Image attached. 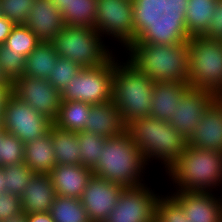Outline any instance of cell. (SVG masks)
I'll use <instances>...</instances> for the list:
<instances>
[{"label":"cell","mask_w":222,"mask_h":222,"mask_svg":"<svg viewBox=\"0 0 222 222\" xmlns=\"http://www.w3.org/2000/svg\"><path fill=\"white\" fill-rule=\"evenodd\" d=\"M117 58L114 54L112 102L127 125L136 118L150 116L154 82L128 60Z\"/></svg>","instance_id":"obj_6"},{"label":"cell","mask_w":222,"mask_h":222,"mask_svg":"<svg viewBox=\"0 0 222 222\" xmlns=\"http://www.w3.org/2000/svg\"><path fill=\"white\" fill-rule=\"evenodd\" d=\"M60 58L72 60L82 68L106 63L113 51L95 28L65 25L51 41Z\"/></svg>","instance_id":"obj_7"},{"label":"cell","mask_w":222,"mask_h":222,"mask_svg":"<svg viewBox=\"0 0 222 222\" xmlns=\"http://www.w3.org/2000/svg\"><path fill=\"white\" fill-rule=\"evenodd\" d=\"M39 43L40 40L29 28L18 24L13 27L4 45L26 58Z\"/></svg>","instance_id":"obj_30"},{"label":"cell","mask_w":222,"mask_h":222,"mask_svg":"<svg viewBox=\"0 0 222 222\" xmlns=\"http://www.w3.org/2000/svg\"><path fill=\"white\" fill-rule=\"evenodd\" d=\"M2 169L5 174L6 192L20 197L34 172L24 162L4 166Z\"/></svg>","instance_id":"obj_31"},{"label":"cell","mask_w":222,"mask_h":222,"mask_svg":"<svg viewBox=\"0 0 222 222\" xmlns=\"http://www.w3.org/2000/svg\"><path fill=\"white\" fill-rule=\"evenodd\" d=\"M201 36L208 40L222 41V0H217L214 15L206 31Z\"/></svg>","instance_id":"obj_38"},{"label":"cell","mask_w":222,"mask_h":222,"mask_svg":"<svg viewBox=\"0 0 222 222\" xmlns=\"http://www.w3.org/2000/svg\"><path fill=\"white\" fill-rule=\"evenodd\" d=\"M188 84L191 88L222 92V41L188 38Z\"/></svg>","instance_id":"obj_8"},{"label":"cell","mask_w":222,"mask_h":222,"mask_svg":"<svg viewBox=\"0 0 222 222\" xmlns=\"http://www.w3.org/2000/svg\"><path fill=\"white\" fill-rule=\"evenodd\" d=\"M59 58L51 42H42L25 58L23 75L48 80Z\"/></svg>","instance_id":"obj_24"},{"label":"cell","mask_w":222,"mask_h":222,"mask_svg":"<svg viewBox=\"0 0 222 222\" xmlns=\"http://www.w3.org/2000/svg\"><path fill=\"white\" fill-rule=\"evenodd\" d=\"M156 20L136 0H97L94 28L103 38L111 36L126 50Z\"/></svg>","instance_id":"obj_3"},{"label":"cell","mask_w":222,"mask_h":222,"mask_svg":"<svg viewBox=\"0 0 222 222\" xmlns=\"http://www.w3.org/2000/svg\"><path fill=\"white\" fill-rule=\"evenodd\" d=\"M169 193L182 206L189 222H222V196L201 191Z\"/></svg>","instance_id":"obj_16"},{"label":"cell","mask_w":222,"mask_h":222,"mask_svg":"<svg viewBox=\"0 0 222 222\" xmlns=\"http://www.w3.org/2000/svg\"><path fill=\"white\" fill-rule=\"evenodd\" d=\"M187 144L222 152V104L218 99L201 116L200 123L187 138Z\"/></svg>","instance_id":"obj_18"},{"label":"cell","mask_w":222,"mask_h":222,"mask_svg":"<svg viewBox=\"0 0 222 222\" xmlns=\"http://www.w3.org/2000/svg\"><path fill=\"white\" fill-rule=\"evenodd\" d=\"M146 166L142 152L127 131L106 140L102 158L92 168L94 176L106 179L124 188L136 187L146 182Z\"/></svg>","instance_id":"obj_4"},{"label":"cell","mask_w":222,"mask_h":222,"mask_svg":"<svg viewBox=\"0 0 222 222\" xmlns=\"http://www.w3.org/2000/svg\"><path fill=\"white\" fill-rule=\"evenodd\" d=\"M49 175L56 195L80 199L94 173L82 165L56 164Z\"/></svg>","instance_id":"obj_19"},{"label":"cell","mask_w":222,"mask_h":222,"mask_svg":"<svg viewBox=\"0 0 222 222\" xmlns=\"http://www.w3.org/2000/svg\"><path fill=\"white\" fill-rule=\"evenodd\" d=\"M156 222H189L182 206L170 195H161L157 203Z\"/></svg>","instance_id":"obj_35"},{"label":"cell","mask_w":222,"mask_h":222,"mask_svg":"<svg viewBox=\"0 0 222 222\" xmlns=\"http://www.w3.org/2000/svg\"><path fill=\"white\" fill-rule=\"evenodd\" d=\"M0 130H3V113H2V110H0Z\"/></svg>","instance_id":"obj_46"},{"label":"cell","mask_w":222,"mask_h":222,"mask_svg":"<svg viewBox=\"0 0 222 222\" xmlns=\"http://www.w3.org/2000/svg\"><path fill=\"white\" fill-rule=\"evenodd\" d=\"M81 69L82 67L72 60L59 57L55 63V67L51 71L48 81L62 92L73 79V76L77 75Z\"/></svg>","instance_id":"obj_34"},{"label":"cell","mask_w":222,"mask_h":222,"mask_svg":"<svg viewBox=\"0 0 222 222\" xmlns=\"http://www.w3.org/2000/svg\"><path fill=\"white\" fill-rule=\"evenodd\" d=\"M55 7L62 13V11L69 7L71 0H51Z\"/></svg>","instance_id":"obj_43"},{"label":"cell","mask_w":222,"mask_h":222,"mask_svg":"<svg viewBox=\"0 0 222 222\" xmlns=\"http://www.w3.org/2000/svg\"><path fill=\"white\" fill-rule=\"evenodd\" d=\"M54 222H91L81 200L56 195L50 209Z\"/></svg>","instance_id":"obj_27"},{"label":"cell","mask_w":222,"mask_h":222,"mask_svg":"<svg viewBox=\"0 0 222 222\" xmlns=\"http://www.w3.org/2000/svg\"><path fill=\"white\" fill-rule=\"evenodd\" d=\"M141 3L156 19H160L167 0H136Z\"/></svg>","instance_id":"obj_39"},{"label":"cell","mask_w":222,"mask_h":222,"mask_svg":"<svg viewBox=\"0 0 222 222\" xmlns=\"http://www.w3.org/2000/svg\"><path fill=\"white\" fill-rule=\"evenodd\" d=\"M3 222H27V214L21 213L18 215H15Z\"/></svg>","instance_id":"obj_44"},{"label":"cell","mask_w":222,"mask_h":222,"mask_svg":"<svg viewBox=\"0 0 222 222\" xmlns=\"http://www.w3.org/2000/svg\"><path fill=\"white\" fill-rule=\"evenodd\" d=\"M24 25L42 42H51L65 26L61 12L51 0H34Z\"/></svg>","instance_id":"obj_17"},{"label":"cell","mask_w":222,"mask_h":222,"mask_svg":"<svg viewBox=\"0 0 222 222\" xmlns=\"http://www.w3.org/2000/svg\"><path fill=\"white\" fill-rule=\"evenodd\" d=\"M216 99L217 95L213 92L190 87L177 102L170 125L188 138L200 123L201 116Z\"/></svg>","instance_id":"obj_15"},{"label":"cell","mask_w":222,"mask_h":222,"mask_svg":"<svg viewBox=\"0 0 222 222\" xmlns=\"http://www.w3.org/2000/svg\"><path fill=\"white\" fill-rule=\"evenodd\" d=\"M3 192H6L5 174L2 167H0V193Z\"/></svg>","instance_id":"obj_45"},{"label":"cell","mask_w":222,"mask_h":222,"mask_svg":"<svg viewBox=\"0 0 222 222\" xmlns=\"http://www.w3.org/2000/svg\"><path fill=\"white\" fill-rule=\"evenodd\" d=\"M11 93V83L8 81L0 82V110H3L5 101Z\"/></svg>","instance_id":"obj_42"},{"label":"cell","mask_w":222,"mask_h":222,"mask_svg":"<svg viewBox=\"0 0 222 222\" xmlns=\"http://www.w3.org/2000/svg\"><path fill=\"white\" fill-rule=\"evenodd\" d=\"M55 160L58 165H81L80 145L76 132L62 130L52 125L50 130Z\"/></svg>","instance_id":"obj_25"},{"label":"cell","mask_w":222,"mask_h":222,"mask_svg":"<svg viewBox=\"0 0 222 222\" xmlns=\"http://www.w3.org/2000/svg\"><path fill=\"white\" fill-rule=\"evenodd\" d=\"M24 143L5 132L0 143V167L24 162Z\"/></svg>","instance_id":"obj_33"},{"label":"cell","mask_w":222,"mask_h":222,"mask_svg":"<svg viewBox=\"0 0 222 222\" xmlns=\"http://www.w3.org/2000/svg\"><path fill=\"white\" fill-rule=\"evenodd\" d=\"M217 0H167L160 20L176 34L201 36L214 15Z\"/></svg>","instance_id":"obj_10"},{"label":"cell","mask_w":222,"mask_h":222,"mask_svg":"<svg viewBox=\"0 0 222 222\" xmlns=\"http://www.w3.org/2000/svg\"><path fill=\"white\" fill-rule=\"evenodd\" d=\"M124 187L92 176L80 198L91 222H105L115 208Z\"/></svg>","instance_id":"obj_14"},{"label":"cell","mask_w":222,"mask_h":222,"mask_svg":"<svg viewBox=\"0 0 222 222\" xmlns=\"http://www.w3.org/2000/svg\"><path fill=\"white\" fill-rule=\"evenodd\" d=\"M15 24L4 16H0V45H3Z\"/></svg>","instance_id":"obj_40"},{"label":"cell","mask_w":222,"mask_h":222,"mask_svg":"<svg viewBox=\"0 0 222 222\" xmlns=\"http://www.w3.org/2000/svg\"><path fill=\"white\" fill-rule=\"evenodd\" d=\"M125 51L127 60L154 83H188V38L157 19Z\"/></svg>","instance_id":"obj_1"},{"label":"cell","mask_w":222,"mask_h":222,"mask_svg":"<svg viewBox=\"0 0 222 222\" xmlns=\"http://www.w3.org/2000/svg\"><path fill=\"white\" fill-rule=\"evenodd\" d=\"M126 131L142 152L145 162L152 164L153 160H159L163 168L165 166V172L179 160L187 145V138L169 121L150 116L130 121Z\"/></svg>","instance_id":"obj_2"},{"label":"cell","mask_w":222,"mask_h":222,"mask_svg":"<svg viewBox=\"0 0 222 222\" xmlns=\"http://www.w3.org/2000/svg\"><path fill=\"white\" fill-rule=\"evenodd\" d=\"M23 213L19 196L8 192L0 193V222Z\"/></svg>","instance_id":"obj_37"},{"label":"cell","mask_w":222,"mask_h":222,"mask_svg":"<svg viewBox=\"0 0 222 222\" xmlns=\"http://www.w3.org/2000/svg\"><path fill=\"white\" fill-rule=\"evenodd\" d=\"M84 131L106 138L116 137L126 131V123L118 107L110 100L102 104L91 105Z\"/></svg>","instance_id":"obj_20"},{"label":"cell","mask_w":222,"mask_h":222,"mask_svg":"<svg viewBox=\"0 0 222 222\" xmlns=\"http://www.w3.org/2000/svg\"><path fill=\"white\" fill-rule=\"evenodd\" d=\"M166 175L176 186L174 190L218 191L222 185V152L187 144L179 160L166 171Z\"/></svg>","instance_id":"obj_5"},{"label":"cell","mask_w":222,"mask_h":222,"mask_svg":"<svg viewBox=\"0 0 222 222\" xmlns=\"http://www.w3.org/2000/svg\"><path fill=\"white\" fill-rule=\"evenodd\" d=\"M80 145L81 165L92 169L102 158L103 147L108 138L96 133L77 132Z\"/></svg>","instance_id":"obj_29"},{"label":"cell","mask_w":222,"mask_h":222,"mask_svg":"<svg viewBox=\"0 0 222 222\" xmlns=\"http://www.w3.org/2000/svg\"><path fill=\"white\" fill-rule=\"evenodd\" d=\"M55 197L50 175L34 173L20 196L23 213L50 212Z\"/></svg>","instance_id":"obj_21"},{"label":"cell","mask_w":222,"mask_h":222,"mask_svg":"<svg viewBox=\"0 0 222 222\" xmlns=\"http://www.w3.org/2000/svg\"><path fill=\"white\" fill-rule=\"evenodd\" d=\"M24 163L34 172L49 174L56 165L51 132L24 144Z\"/></svg>","instance_id":"obj_23"},{"label":"cell","mask_w":222,"mask_h":222,"mask_svg":"<svg viewBox=\"0 0 222 222\" xmlns=\"http://www.w3.org/2000/svg\"><path fill=\"white\" fill-rule=\"evenodd\" d=\"M158 194L146 183L124 188L105 222H156Z\"/></svg>","instance_id":"obj_12"},{"label":"cell","mask_w":222,"mask_h":222,"mask_svg":"<svg viewBox=\"0 0 222 222\" xmlns=\"http://www.w3.org/2000/svg\"><path fill=\"white\" fill-rule=\"evenodd\" d=\"M34 0H0L1 16L15 25L24 24Z\"/></svg>","instance_id":"obj_36"},{"label":"cell","mask_w":222,"mask_h":222,"mask_svg":"<svg viewBox=\"0 0 222 222\" xmlns=\"http://www.w3.org/2000/svg\"><path fill=\"white\" fill-rule=\"evenodd\" d=\"M114 55L104 64L82 68L61 92V101L102 104L112 100Z\"/></svg>","instance_id":"obj_9"},{"label":"cell","mask_w":222,"mask_h":222,"mask_svg":"<svg viewBox=\"0 0 222 222\" xmlns=\"http://www.w3.org/2000/svg\"><path fill=\"white\" fill-rule=\"evenodd\" d=\"M3 113V130L18 137L24 144L49 133L53 122L37 112L12 92L7 97Z\"/></svg>","instance_id":"obj_11"},{"label":"cell","mask_w":222,"mask_h":222,"mask_svg":"<svg viewBox=\"0 0 222 222\" xmlns=\"http://www.w3.org/2000/svg\"><path fill=\"white\" fill-rule=\"evenodd\" d=\"M65 25L94 28L97 14V0H71L62 11Z\"/></svg>","instance_id":"obj_28"},{"label":"cell","mask_w":222,"mask_h":222,"mask_svg":"<svg viewBox=\"0 0 222 222\" xmlns=\"http://www.w3.org/2000/svg\"><path fill=\"white\" fill-rule=\"evenodd\" d=\"M1 81H6V80H4L3 77H2L1 74H0V82H1Z\"/></svg>","instance_id":"obj_49"},{"label":"cell","mask_w":222,"mask_h":222,"mask_svg":"<svg viewBox=\"0 0 222 222\" xmlns=\"http://www.w3.org/2000/svg\"><path fill=\"white\" fill-rule=\"evenodd\" d=\"M25 57L19 52L12 51L4 44L0 45V74L4 80L13 83L23 76Z\"/></svg>","instance_id":"obj_32"},{"label":"cell","mask_w":222,"mask_h":222,"mask_svg":"<svg viewBox=\"0 0 222 222\" xmlns=\"http://www.w3.org/2000/svg\"><path fill=\"white\" fill-rule=\"evenodd\" d=\"M190 88L188 83L160 82L153 84L150 117L170 121L176 104Z\"/></svg>","instance_id":"obj_22"},{"label":"cell","mask_w":222,"mask_h":222,"mask_svg":"<svg viewBox=\"0 0 222 222\" xmlns=\"http://www.w3.org/2000/svg\"><path fill=\"white\" fill-rule=\"evenodd\" d=\"M27 222H54L50 212L27 214Z\"/></svg>","instance_id":"obj_41"},{"label":"cell","mask_w":222,"mask_h":222,"mask_svg":"<svg viewBox=\"0 0 222 222\" xmlns=\"http://www.w3.org/2000/svg\"><path fill=\"white\" fill-rule=\"evenodd\" d=\"M5 133V131L4 130H0V143H1V140H2V136H3V134Z\"/></svg>","instance_id":"obj_48"},{"label":"cell","mask_w":222,"mask_h":222,"mask_svg":"<svg viewBox=\"0 0 222 222\" xmlns=\"http://www.w3.org/2000/svg\"><path fill=\"white\" fill-rule=\"evenodd\" d=\"M217 99H218V100L220 101V103L222 104V92L217 95Z\"/></svg>","instance_id":"obj_47"},{"label":"cell","mask_w":222,"mask_h":222,"mask_svg":"<svg viewBox=\"0 0 222 222\" xmlns=\"http://www.w3.org/2000/svg\"><path fill=\"white\" fill-rule=\"evenodd\" d=\"M11 92L52 122L57 118L61 92L48 80L23 75L11 84Z\"/></svg>","instance_id":"obj_13"},{"label":"cell","mask_w":222,"mask_h":222,"mask_svg":"<svg viewBox=\"0 0 222 222\" xmlns=\"http://www.w3.org/2000/svg\"><path fill=\"white\" fill-rule=\"evenodd\" d=\"M91 104L82 101H61L57 118L53 125L62 130L81 132L90 114Z\"/></svg>","instance_id":"obj_26"}]
</instances>
